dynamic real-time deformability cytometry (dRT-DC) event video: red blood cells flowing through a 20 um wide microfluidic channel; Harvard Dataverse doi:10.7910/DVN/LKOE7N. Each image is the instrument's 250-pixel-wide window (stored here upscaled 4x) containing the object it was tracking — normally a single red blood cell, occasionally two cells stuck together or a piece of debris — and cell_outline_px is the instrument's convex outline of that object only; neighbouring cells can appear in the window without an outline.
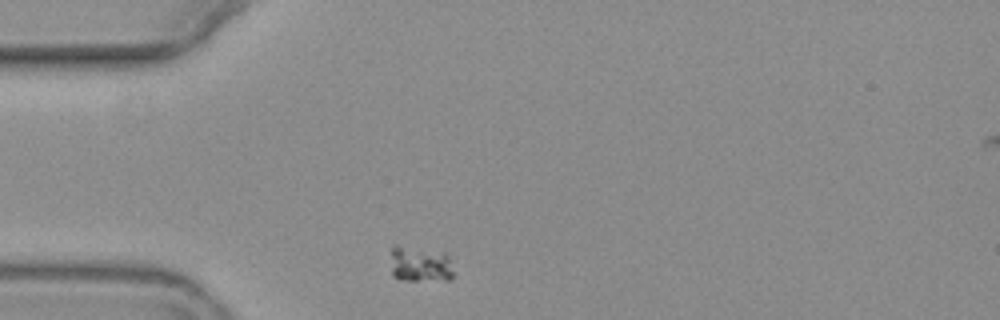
{"species": "common noctule bat (a hibernating species)", "species_latin": "Nyctalus noctula", "temperature_condition": "warm", "stored_images_in_passage": 2, "camera_frame_rate_fps": 3000, "um_per_image_px": 0.085, "animal": {"sex": "female", "body_mass_g": 19.3, "forearm_length_mm": 54.1}, "frame": {"image": 1, "passage_image": 1, "time_ms": 0.0, "image_size_px": [1000, 320], "cell_outline_px": [[452, 280], [400, 280], [392, 276], [392, 244], [396, 244], [448, 252], [452, 260]], "centroid_in_image_um": [35.75, 22.43], "position_along_channel_um": 49.3, "area_um2": 13.64}}